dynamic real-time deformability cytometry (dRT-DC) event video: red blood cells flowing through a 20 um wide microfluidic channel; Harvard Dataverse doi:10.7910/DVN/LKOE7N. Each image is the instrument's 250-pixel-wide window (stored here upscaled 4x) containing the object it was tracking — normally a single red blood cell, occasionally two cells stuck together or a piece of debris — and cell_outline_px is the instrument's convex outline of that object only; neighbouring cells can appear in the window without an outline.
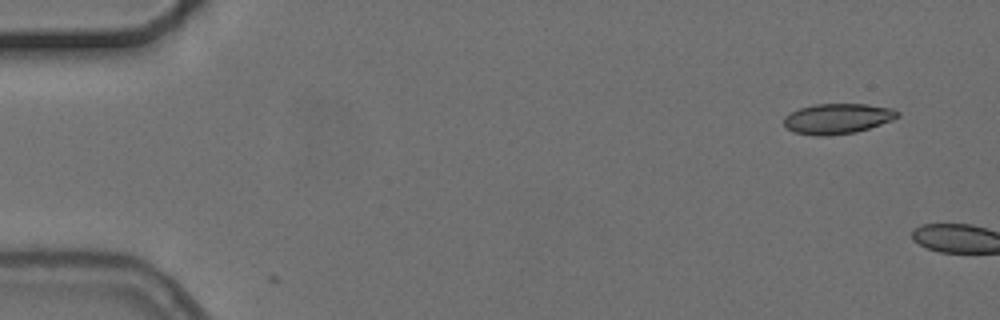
{"species": "common noctule bat (a hibernating species)", "species_latin": "Nyctalus noctula", "temperature_condition": "cold", "stored_images_in_passage": 2, "camera_frame_rate_fps": 3000, "um_per_image_px": 0.085, "animal": {"sex": "female", "body_mass_g": 24.6, "forearm_length_mm": 56.2}, "frame": {"image": 1, "passage_image": 1, "time_ms": 0.0, "image_size_px": [1000, 320], "cell_outline_px": [[900, 116], [892, 120], [856, 132], [828, 136], [816, 136], [792, 132], [784, 128], [784, 116], [800, 108], [816, 104], [868, 104], [892, 108], [900, 112]], "centroid_in_image_um": [71.17, 10.09], "position_along_channel_um": 13.8, "area_um2": 20.23}}